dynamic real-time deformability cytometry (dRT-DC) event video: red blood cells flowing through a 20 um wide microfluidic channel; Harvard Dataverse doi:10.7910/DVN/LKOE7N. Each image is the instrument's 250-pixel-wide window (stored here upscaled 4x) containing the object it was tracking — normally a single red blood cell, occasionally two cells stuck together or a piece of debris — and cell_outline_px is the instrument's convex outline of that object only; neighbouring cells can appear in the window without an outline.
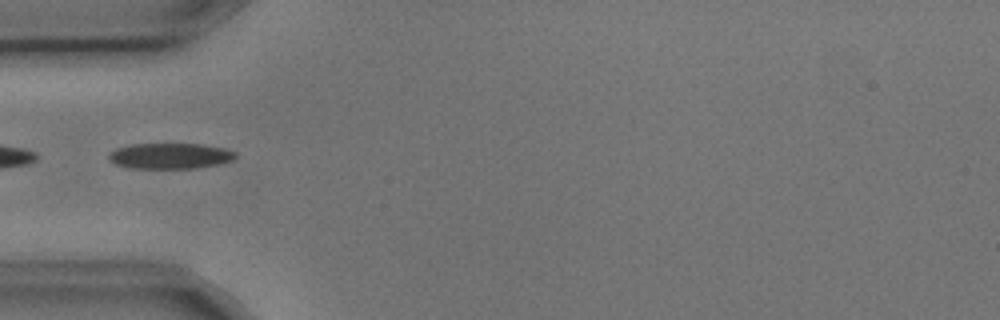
{"species": "common noctule bat (a hibernating species)", "species_latin": "Nyctalus noctula", "temperature_condition": "cold", "stored_images_in_passage": 7, "camera_frame_rate_fps": 3000, "um_per_image_px": 0.085, "animal": {"sex": "male", "body_mass_g": 17.9, "forearm_length_mm": 54.2}, "frame": {"image": 1, "passage_image": 5, "time_ms": 1.333, "image_size_px": [1000, 320], "cell_outline_px": [[236, 156], [232, 160], [220, 164], [192, 168], [128, 168], [116, 164], [108, 160], [108, 152], [116, 148], [128, 144], [200, 144], [224, 148], [236, 152]], "centroid_in_image_um": [14.41, 13.25], "position_along_channel_um": 70.6, "area_um2": 19.07}}
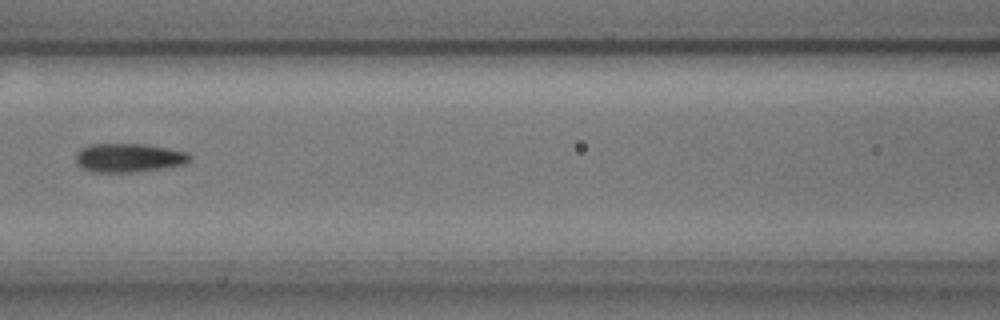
{"frame": {"image": 2, "passage_image": 7, "time_ms": 2.0, "image_size_px": [1000, 320], "cell_outline_px": [[192, 160], [184, 164], [160, 168], [132, 172], [92, 172], [80, 168], [76, 164], [76, 152], [80, 148], [88, 144], [144, 144], [168, 148], [188, 152], [192, 156]], "centroid_in_image_um": [10.91, 13.4], "position_along_channel_um": 155.7, "area_um2": 19.31}}